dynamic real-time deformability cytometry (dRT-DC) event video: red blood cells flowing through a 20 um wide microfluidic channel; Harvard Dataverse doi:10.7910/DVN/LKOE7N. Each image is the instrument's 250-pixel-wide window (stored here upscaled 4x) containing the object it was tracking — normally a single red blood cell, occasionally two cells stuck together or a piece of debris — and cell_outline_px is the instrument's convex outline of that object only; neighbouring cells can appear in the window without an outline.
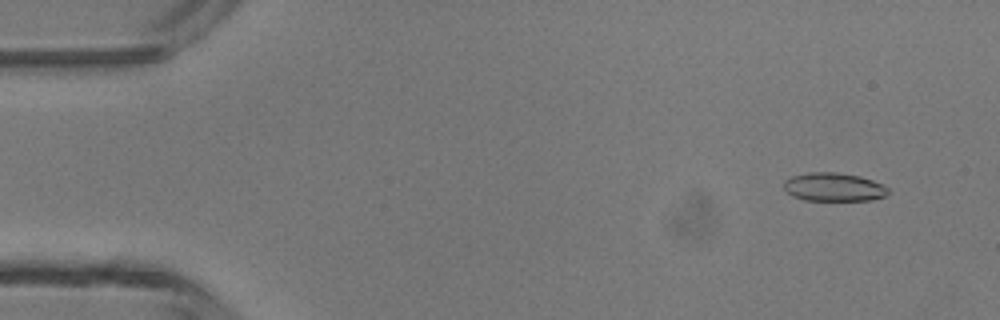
{"species": "common noctule bat (a hibernating species)", "species_latin": "Nyctalus noctula", "temperature_condition": "room temperature", "stored_images_in_passage": 48, "camera_frame_rate_fps": 3000, "um_per_image_px": 0.085, "animal": {"sex": "male", "body_mass_g": 13.3}, "frame": {"image": 1, "passage_image": 4, "time_ms": 1.0, "image_size_px": [1000, 320], "cell_outline_px": [[888, 192], [884, 196], [872, 200], [804, 200], [792, 196], [784, 188], [784, 180], [792, 176], [808, 172], [836, 172], [860, 176], [872, 180], [888, 188]], "centroid_in_image_um": [70.84, 15.89], "position_along_channel_um": 14.2, "area_um2": 17.22}}
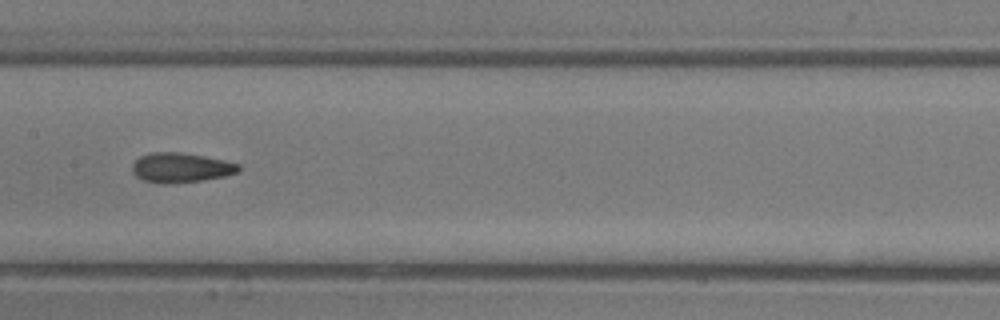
{"frame": {"image": 2, "passage_image": 24, "time_ms": 7.667, "image_size_px": [1000, 320], "cell_outline_px": [[240, 172], [224, 176], [204, 180], [164, 184], [144, 180], [136, 176], [132, 172], [132, 164], [140, 156], [152, 152], [180, 152], [224, 160], [240, 164]], "centroid_in_image_um": [15.38, 14.25], "position_along_channel_um": 192.0, "area_um2": 18.38}}
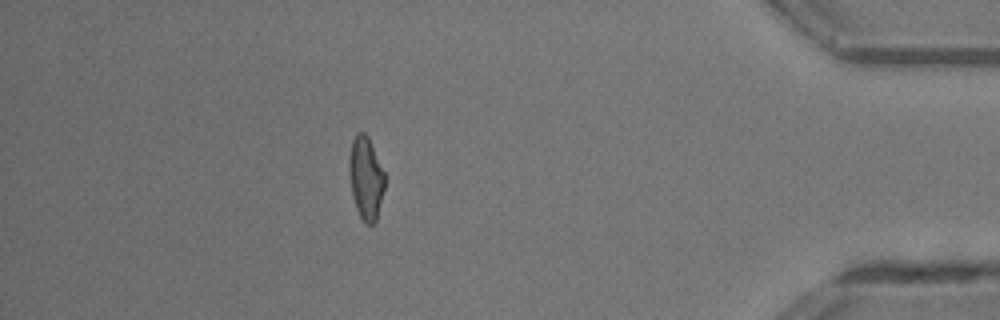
{"frame": {"image": 3, "passage_image": 42, "time_ms": 13.667, "image_size_px": [1000, 320], "cell_outline_px": [[384, 188], [376, 220], [372, 224], [368, 224], [360, 216], [356, 208], [352, 196], [348, 168], [348, 160], [352, 140], [356, 132], [364, 132], [368, 136], [384, 172]], "centroid_in_image_um": [31.07, 15.09], "position_along_channel_um": 404.1, "area_um2": 17.05}, "authors_computed_cell_mechanics": {"area_um2": 17.6868, "velocity_mm_per_s": 4.3528, "shape_relaxation_time_tau1_ms": null, "shape_relaxation_time_tau2_ms": 3.2614, "deformation_change_tau1": null, "deformation_change_tau2": 0.1213}}